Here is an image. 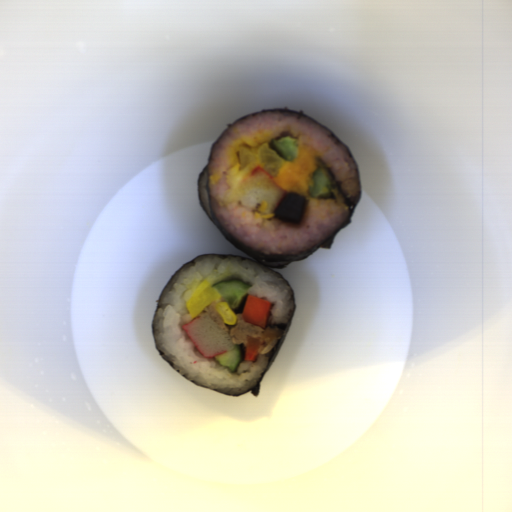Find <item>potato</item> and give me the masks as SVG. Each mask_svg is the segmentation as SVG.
<instances>
[{
	"instance_id": "72c452e6",
	"label": "potato",
	"mask_w": 512,
	"mask_h": 512,
	"mask_svg": "<svg viewBox=\"0 0 512 512\" xmlns=\"http://www.w3.org/2000/svg\"><path fill=\"white\" fill-rule=\"evenodd\" d=\"M239 163L240 170L244 171L259 166L275 178L279 176L283 168L284 159H280L270 143L265 142L256 147L241 145L239 147Z\"/></svg>"
},
{
	"instance_id": "e7d74ba8",
	"label": "potato",
	"mask_w": 512,
	"mask_h": 512,
	"mask_svg": "<svg viewBox=\"0 0 512 512\" xmlns=\"http://www.w3.org/2000/svg\"><path fill=\"white\" fill-rule=\"evenodd\" d=\"M307 203L306 196L298 193H285L273 213L276 219L298 225L304 219Z\"/></svg>"
}]
</instances>
